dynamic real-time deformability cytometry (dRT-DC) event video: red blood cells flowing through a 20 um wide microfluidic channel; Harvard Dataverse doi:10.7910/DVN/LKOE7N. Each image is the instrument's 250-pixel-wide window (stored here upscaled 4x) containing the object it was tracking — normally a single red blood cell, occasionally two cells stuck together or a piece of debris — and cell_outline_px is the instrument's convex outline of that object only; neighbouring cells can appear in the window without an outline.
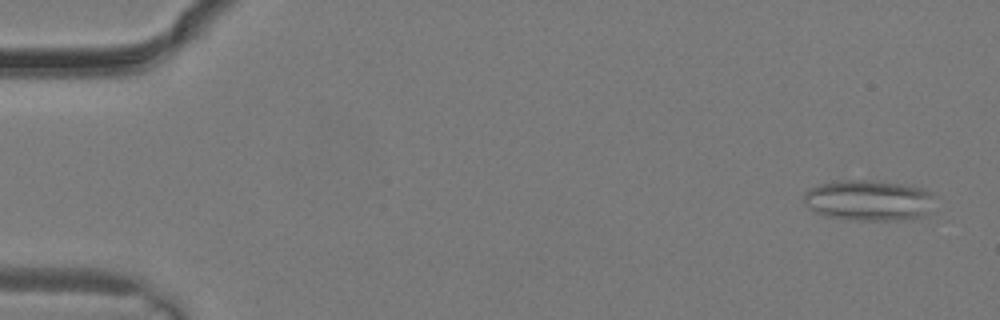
{"species": "common noctule bat (a hibernating species)", "species_latin": "Nyctalus noctula", "temperature_condition": "warm", "stored_images_in_passage": 15, "camera_frame_rate_fps": 3000, "um_per_image_px": 0.085, "animal": {"sex": "male", "body_mass_g": 19.2, "forearm_length_mm": 51.8}, "frame": {"image": 1, "passage_image": 2, "time_ms": 0.333, "image_size_px": [1000, 320], "cell_outline_px": [[932, 196], [924, 216], [896, 220], [860, 220], [824, 216], [816, 212], [804, 200], [804, 192], [820, 184], [844, 180], [864, 180], [900, 184], [924, 188], [932, 192]], "centroid_in_image_um": [73.81, 17.03], "position_along_channel_um": 11.2, "area_um2": 30.29}}
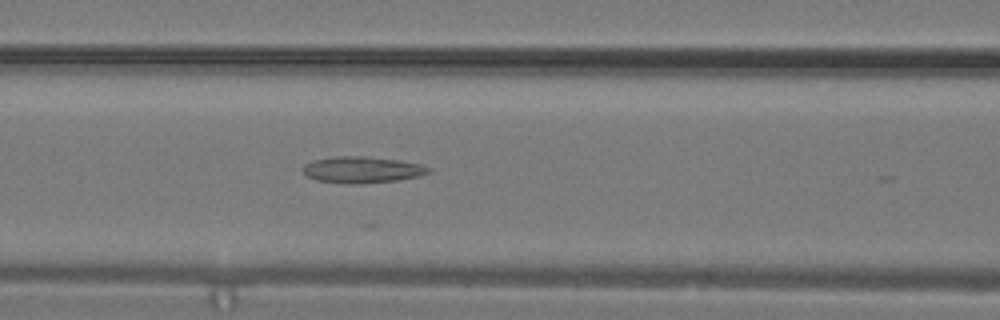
{"frame": {"image": 2, "passage_image": 13, "time_ms": 4.0, "image_size_px": [1000, 320], "cell_outline_px": [[432, 172], [420, 176], [396, 180], [356, 184], [352, 184], [316, 180], [308, 176], [300, 168], [304, 164], [312, 160], [332, 156], [364, 156], [400, 160], [420, 164], [432, 168]], "centroid_in_image_um": [30.78, 14.41], "position_along_channel_um": 135.8, "area_um2": 19.48}}